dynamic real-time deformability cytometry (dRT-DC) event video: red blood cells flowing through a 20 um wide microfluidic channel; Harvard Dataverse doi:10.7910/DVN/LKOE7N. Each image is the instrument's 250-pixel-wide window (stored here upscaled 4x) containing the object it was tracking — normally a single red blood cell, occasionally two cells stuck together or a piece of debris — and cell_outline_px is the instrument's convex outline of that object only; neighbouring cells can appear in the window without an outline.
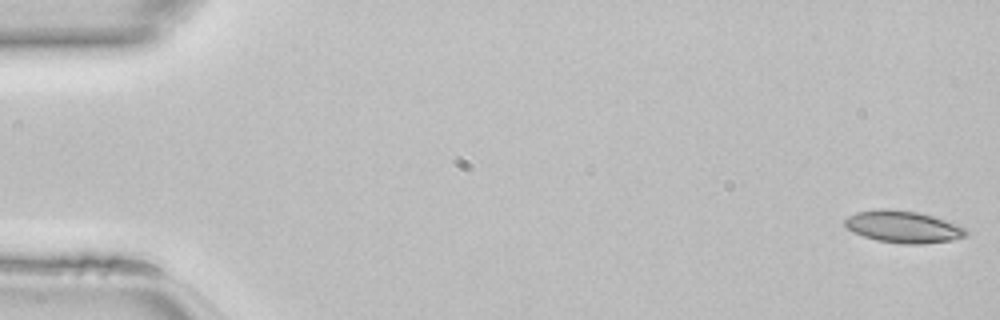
{"species": "common noctule bat (a hibernating species)", "species_latin": "Nyctalus noctula", "temperature_condition": "room temperature", "stored_images_in_passage": 35, "camera_frame_rate_fps": 3000, "um_per_image_px": 0.085, "animal": {"sex": "female", "body_mass_g": 22.7, "forearm_length_mm": 54.2}, "frame": {"image": 1, "passage_image": 1, "time_ms": 0.0, "image_size_px": [1000, 320], "cell_outline_px": [[968, 236], [952, 240], [920, 244], [904, 244], [876, 240], [852, 232], [844, 224], [844, 220], [848, 216], [856, 212], [880, 208], [888, 208], [920, 212], [956, 224], [964, 228], [968, 232]], "centroid_in_image_um": [76.75, 19.27], "position_along_channel_um": 8.2, "area_um2": 22.66}}